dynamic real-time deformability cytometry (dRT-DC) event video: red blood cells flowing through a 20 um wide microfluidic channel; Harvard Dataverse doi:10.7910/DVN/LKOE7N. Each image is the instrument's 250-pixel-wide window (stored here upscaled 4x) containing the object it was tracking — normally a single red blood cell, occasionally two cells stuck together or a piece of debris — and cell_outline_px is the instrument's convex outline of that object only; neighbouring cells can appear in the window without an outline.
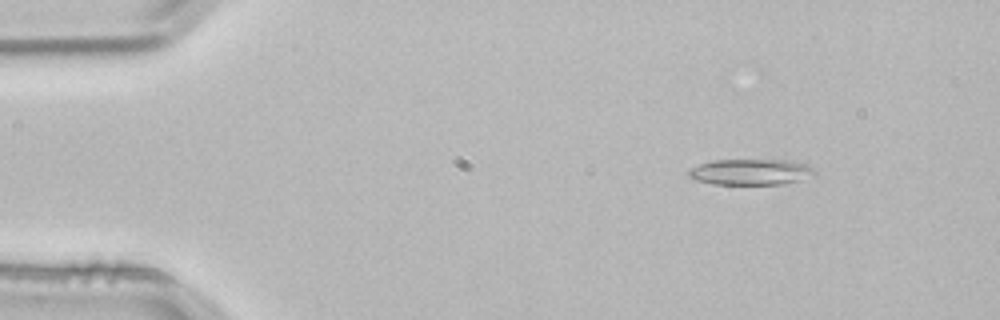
{"species": "common noctule bat (a hibernating species)", "species_latin": "Nyctalus noctula", "temperature_condition": "room temperature", "stored_images_in_passage": 3, "camera_frame_rate_fps": 3000, "um_per_image_px": 0.085, "animal": {"sex": "male", "body_mass_g": 21.5, "forearm_length_mm": 52.0}, "frame": {"image": 1, "passage_image": 1, "time_ms": 0.0, "image_size_px": [1000, 320], "cell_outline_px": [[816, 176], [784, 184], [712, 184], [696, 180], [688, 176], [684, 172], [688, 168], [712, 160], [788, 160], [808, 164], [816, 168]], "centroid_in_image_um": [63.83, 14.61], "position_along_channel_um": 21.2, "area_um2": 19.48}}
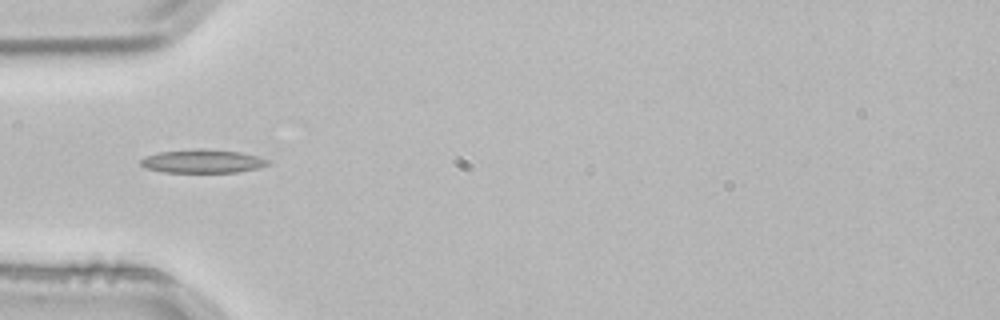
{"frame": {"image": 2, "passage_image": 3, "time_ms": 0.667, "image_size_px": [1000, 320], "cell_outline_px": [[272, 164], [256, 168], [236, 172], [164, 172], [144, 168], [140, 164], [140, 160], [148, 156], [160, 152], [200, 148], [240, 152], [272, 160]], "centroid_in_image_um": [17.25, 13.7], "position_along_channel_um": 67.8, "area_um2": 17.34}}